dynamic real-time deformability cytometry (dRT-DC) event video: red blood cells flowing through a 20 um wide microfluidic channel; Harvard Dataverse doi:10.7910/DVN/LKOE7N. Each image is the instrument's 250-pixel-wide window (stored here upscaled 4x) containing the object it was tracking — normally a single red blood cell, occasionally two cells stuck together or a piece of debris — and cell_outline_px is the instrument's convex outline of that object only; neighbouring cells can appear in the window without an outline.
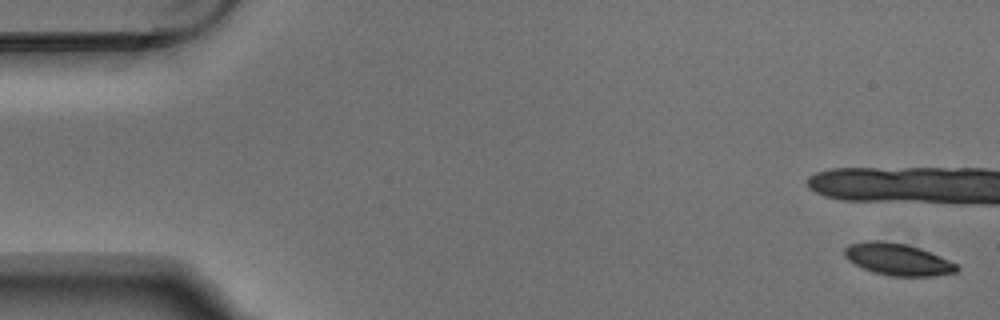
{"species": "Egyptian fruit bat (a non-hibernating species)", "species_latin": "Rousettus aegyptiacus", "temperature_condition": "warm", "stored_images_in_passage": 6, "camera_frame_rate_fps": 3000, "um_per_image_px": 0.085, "animal": {"sex": "male"}, "frame": {"image": 1, "passage_image": 1, "time_ms": 0.0, "image_size_px": [1000, 320], "cell_outline_px": [[960, 268], [956, 272], [932, 276], [892, 276], [872, 272], [848, 260], [844, 256], [844, 248], [848, 244], [868, 240], [876, 240], [904, 244], [920, 248], [940, 256], [956, 264]], "centroid_in_image_um": [76.28, 22.04], "position_along_channel_um": 8.7, "area_um2": 20.75}}